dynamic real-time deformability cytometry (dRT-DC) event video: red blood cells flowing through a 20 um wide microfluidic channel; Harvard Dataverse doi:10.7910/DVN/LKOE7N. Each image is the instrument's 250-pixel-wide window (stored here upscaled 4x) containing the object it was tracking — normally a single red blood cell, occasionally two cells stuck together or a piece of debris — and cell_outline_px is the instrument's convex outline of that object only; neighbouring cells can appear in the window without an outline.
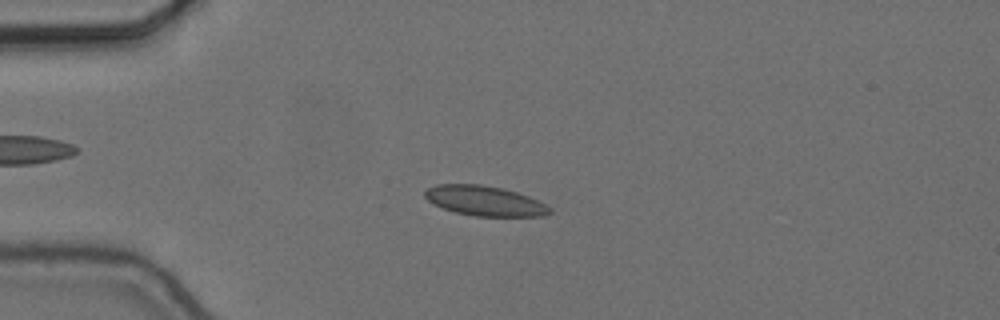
{"species": "common noctule bat (a hibernating species)", "species_latin": "Nyctalus noctula", "temperature_condition": "cold", "stored_images_in_passage": 56, "camera_frame_rate_fps": 3000, "um_per_image_px": 0.085, "animal": {"sex": "female", "body_mass_g": 24.6, "forearm_length_mm": 56.2}, "frame": {"image": 1, "passage_image": 14, "time_ms": 4.333, "image_size_px": [1000, 320], "cell_outline_px": [[552, 212], [544, 216], [476, 216], [456, 212], [444, 208], [428, 200], [424, 196], [424, 192], [428, 188], [436, 184], [480, 184], [500, 188], [516, 192], [528, 196], [552, 208]], "centroid_in_image_um": [41.21, 17.07], "position_along_channel_um": 43.8, "area_um2": 21.5}}
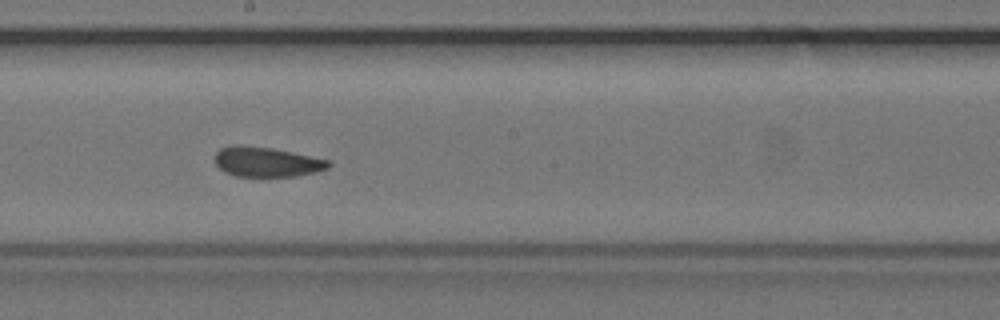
{"frame": {"image": 2, "passage_image": 31, "time_ms": 10.0, "image_size_px": [1000, 320], "cell_outline_px": [[332, 164], [328, 168], [316, 172], [296, 176], [236, 176], [224, 172], [216, 164], [216, 152], [220, 148], [232, 144], [240, 144], [272, 148], [292, 152], [328, 160]], "centroid_in_image_um": [22.65, 13.75], "position_along_channel_um": 225.6, "area_um2": 19.77}}
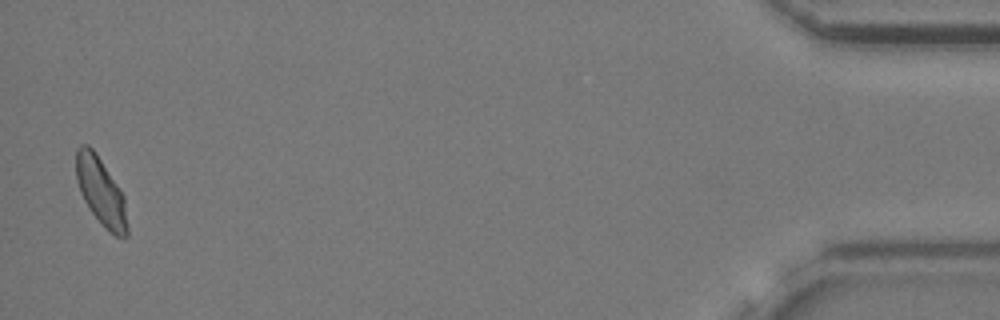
{"frame": {"image": 3, "passage_image": 55, "time_ms": 18.0, "image_size_px": [1000, 320], "cell_outline_px": [[128, 236], [116, 236], [88, 208], [80, 192], [76, 180], [76, 148], [80, 144], [88, 144], [96, 152], [124, 196], [128, 228]], "centroid_in_image_um": [8.55, 16.21], "position_along_channel_um": 426.6, "area_um2": 19.88}, "authors_computed_cell_mechanics": {"area_um2": 20.23, "velocity_mm_per_s": 3.6335, "shape_relaxation_time_tau1_ms": 7.8094, "shape_relaxation_time_tau2_ms": 1.9783, "deformation_change_tau1": 0.0946, "deformation_change_tau2": 0.0519}}